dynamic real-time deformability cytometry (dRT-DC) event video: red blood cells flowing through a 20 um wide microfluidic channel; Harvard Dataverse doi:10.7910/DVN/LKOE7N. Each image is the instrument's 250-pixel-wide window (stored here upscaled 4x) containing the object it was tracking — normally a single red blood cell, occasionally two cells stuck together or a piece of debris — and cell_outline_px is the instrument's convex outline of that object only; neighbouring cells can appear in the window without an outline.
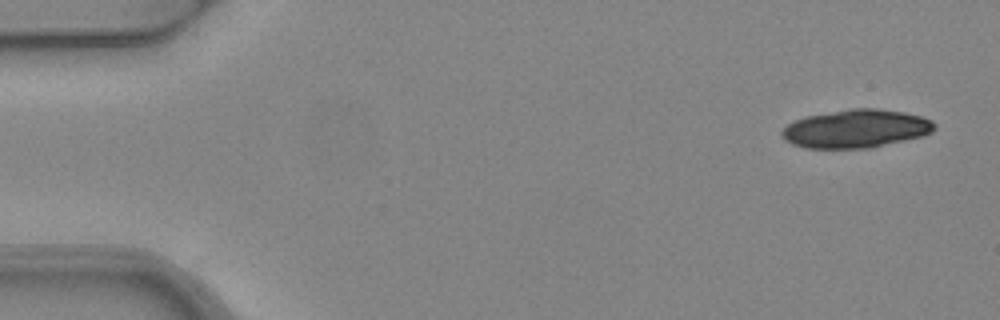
{"species": "common noctule bat (a hibernating species)", "species_latin": "Nyctalus noctula", "temperature_condition": "warm", "stored_images_in_passage": 4, "camera_frame_rate_fps": 3000, "um_per_image_px": 0.085, "animal": {"sex": "female", "body_mass_g": 24.6, "forearm_length_mm": 56.2}, "frame": {"image": 1, "passage_image": 1, "time_ms": 0.0, "image_size_px": [1000, 320], "cell_outline_px": [[936, 128], [932, 132], [924, 136], [872, 148], [808, 148], [792, 144], [784, 140], [780, 136], [780, 132], [788, 124], [804, 116], [852, 108], [876, 108], [904, 112], [920, 116], [932, 120], [936, 124]], "centroid_in_image_um": [72.77, 10.94], "position_along_channel_um": 12.2, "area_um2": 34.33}}